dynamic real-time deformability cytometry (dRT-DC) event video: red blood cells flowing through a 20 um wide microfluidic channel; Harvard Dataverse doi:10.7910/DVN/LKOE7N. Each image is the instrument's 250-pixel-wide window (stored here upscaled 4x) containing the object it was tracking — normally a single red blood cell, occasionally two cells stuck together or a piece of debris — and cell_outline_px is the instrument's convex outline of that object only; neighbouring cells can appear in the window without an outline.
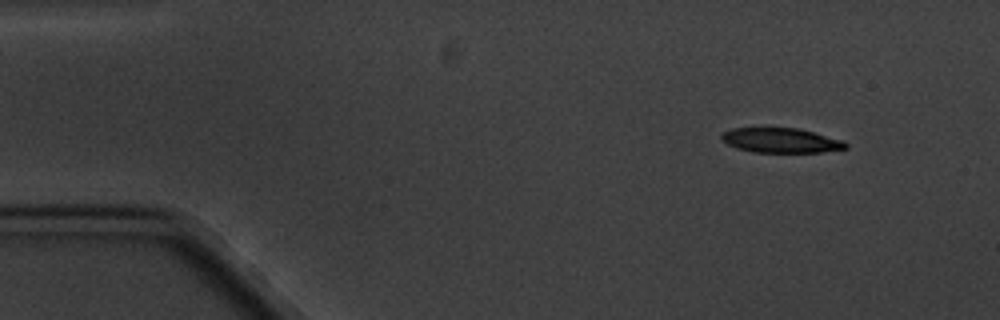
{"species": "common noctule bat (a hibernating species)", "species_latin": "Nyctalus noctula", "temperature_condition": "cold", "stored_images_in_passage": 5, "camera_frame_rate_fps": 3000, "um_per_image_px": 0.085, "animal": {"sex": "male", "body_mass_g": 20.1, "forearm_length_mm": 53.5}, "frame": {"image": 1, "passage_image": 1, "time_ms": 0.0, "image_size_px": [1000, 320], "cell_outline_px": [[848, 148], [820, 152], [756, 152], [736, 148], [720, 140], [720, 136], [724, 132], [732, 128], [796, 128], [844, 140], [848, 144]], "centroid_in_image_um": [66.37, 11.93], "position_along_channel_um": 18.6, "area_um2": 17.8}}
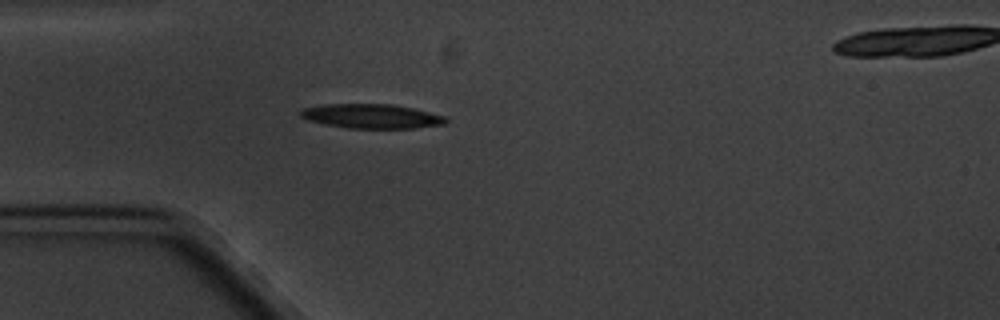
{"frame": {"image": 2, "passage_image": 4, "time_ms": 3.333, "image_size_px": [1000, 320], "cell_outline_px": [[448, 120], [444, 124], [412, 128], [348, 128], [324, 124], [308, 120], [300, 116], [300, 112], [304, 108], [324, 104], [392, 104], [412, 108], [444, 116]], "centroid_in_image_um": [31.56, 9.87], "position_along_channel_um": 53.4, "area_um2": 20.4}}